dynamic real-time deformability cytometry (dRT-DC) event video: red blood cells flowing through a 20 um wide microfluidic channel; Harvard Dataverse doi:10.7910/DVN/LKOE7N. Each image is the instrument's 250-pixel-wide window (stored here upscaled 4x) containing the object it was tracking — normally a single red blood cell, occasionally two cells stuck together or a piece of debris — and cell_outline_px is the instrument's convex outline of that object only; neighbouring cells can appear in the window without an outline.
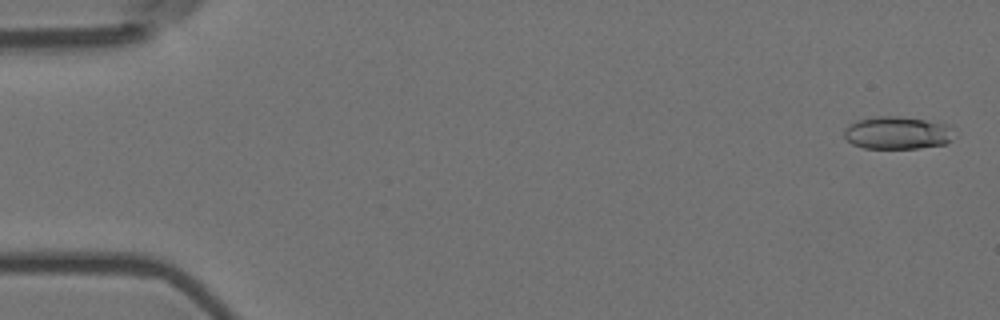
{"species": "Egyptian fruit bat (a non-hibernating species)", "species_latin": "Rousettus aegyptiacus", "temperature_condition": "room temperature", "stored_images_in_passage": 7, "camera_frame_rate_fps": 3000, "um_per_image_px": 0.085, "animal": {"sex": "female"}, "frame": {"image": 1, "passage_image": 1, "time_ms": 0.0, "image_size_px": [1000, 320], "cell_outline_px": [[952, 140], [944, 144], [920, 148], [864, 148], [852, 144], [844, 136], [844, 132], [848, 124], [860, 120], [876, 116], [896, 116], [952, 124]], "centroid_in_image_um": [76.3, 11.29], "position_along_channel_um": 8.7, "area_um2": 20.92}}
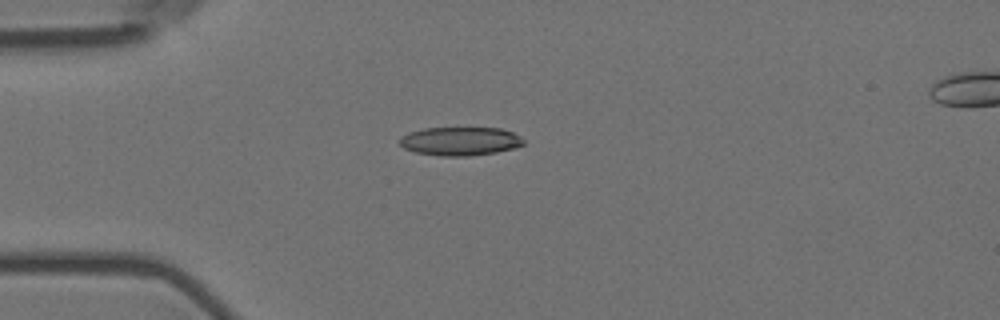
{"frame": {"image": 2, "passage_image": 5, "time_ms": 1.333, "image_size_px": [1000, 320], "cell_outline_px": [[524, 144], [512, 148], [496, 152], [468, 156], [440, 156], [416, 152], [404, 148], [400, 144], [400, 136], [408, 132], [424, 128], [500, 128], [512, 132], [520, 136], [524, 140]], "centroid_in_image_um": [39.09, 12.0], "position_along_channel_um": 45.9, "area_um2": 20.58}}